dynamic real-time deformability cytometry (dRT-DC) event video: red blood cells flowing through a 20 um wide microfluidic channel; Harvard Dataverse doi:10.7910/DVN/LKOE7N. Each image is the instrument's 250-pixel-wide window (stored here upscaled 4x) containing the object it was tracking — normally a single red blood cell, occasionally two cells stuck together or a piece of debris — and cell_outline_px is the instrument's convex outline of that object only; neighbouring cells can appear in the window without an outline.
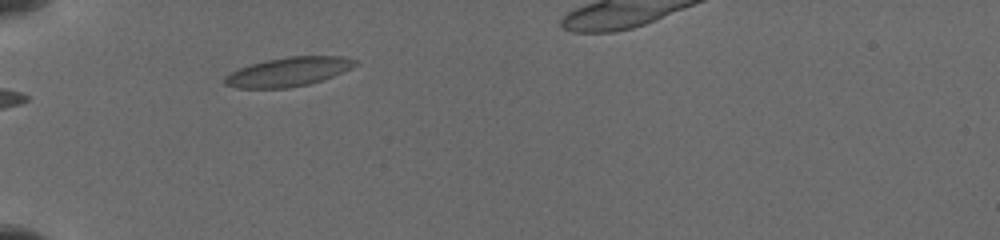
{"species": "common noctule bat (a hibernating species)", "species_latin": "Nyctalus noctula", "temperature_condition": "cold", "stored_images_in_passage": 5, "camera_frame_rate_fps": 3000, "um_per_image_px": 0.085, "animal": {"sex": "female", "body_mass_g": 19.5, "forearm_length_mm": 54.1}, "frame": {"image": 1, "passage_image": 1, "time_ms": 0.0, "image_size_px": [1000, 240], "cell_outline_px": [[360, 64], [352, 68], [332, 76], [308, 84], [288, 88], [236, 88], [224, 84], [224, 76], [240, 68], [252, 64], [268, 60], [288, 56], [344, 56], [360, 60]], "centroid_in_image_um": [24.56, 6.09], "position_along_channel_um": 60.4, "area_um2": 22.08}}